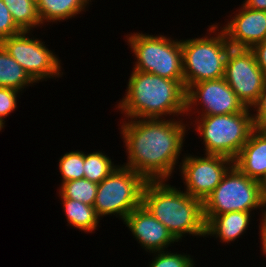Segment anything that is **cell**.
I'll list each match as a JSON object with an SVG mask.
<instances>
[{"mask_svg": "<svg viewBox=\"0 0 266 267\" xmlns=\"http://www.w3.org/2000/svg\"><path fill=\"white\" fill-rule=\"evenodd\" d=\"M68 225L85 233H93L98 229L99 220L93 206L69 198H61Z\"/></svg>", "mask_w": 266, "mask_h": 267, "instance_id": "18", "label": "cell"}, {"mask_svg": "<svg viewBox=\"0 0 266 267\" xmlns=\"http://www.w3.org/2000/svg\"><path fill=\"white\" fill-rule=\"evenodd\" d=\"M152 253L155 257L149 262V267H195V262L189 254L171 253L166 250Z\"/></svg>", "mask_w": 266, "mask_h": 267, "instance_id": "24", "label": "cell"}, {"mask_svg": "<svg viewBox=\"0 0 266 267\" xmlns=\"http://www.w3.org/2000/svg\"><path fill=\"white\" fill-rule=\"evenodd\" d=\"M261 208L262 209H260V210H262L261 211L262 216H260V217H262V218H261V222H260L261 224L259 225V229H260L259 234H260V236H266V196H264V198H263Z\"/></svg>", "mask_w": 266, "mask_h": 267, "instance_id": "30", "label": "cell"}, {"mask_svg": "<svg viewBox=\"0 0 266 267\" xmlns=\"http://www.w3.org/2000/svg\"><path fill=\"white\" fill-rule=\"evenodd\" d=\"M255 55L256 62L266 75V40L256 44L250 49Z\"/></svg>", "mask_w": 266, "mask_h": 267, "instance_id": "28", "label": "cell"}, {"mask_svg": "<svg viewBox=\"0 0 266 267\" xmlns=\"http://www.w3.org/2000/svg\"><path fill=\"white\" fill-rule=\"evenodd\" d=\"M243 5L252 10L266 11V0H244Z\"/></svg>", "mask_w": 266, "mask_h": 267, "instance_id": "29", "label": "cell"}, {"mask_svg": "<svg viewBox=\"0 0 266 267\" xmlns=\"http://www.w3.org/2000/svg\"><path fill=\"white\" fill-rule=\"evenodd\" d=\"M224 79L244 106L250 109L258 102L266 84V75L250 49H230Z\"/></svg>", "mask_w": 266, "mask_h": 267, "instance_id": "10", "label": "cell"}, {"mask_svg": "<svg viewBox=\"0 0 266 267\" xmlns=\"http://www.w3.org/2000/svg\"><path fill=\"white\" fill-rule=\"evenodd\" d=\"M182 158L178 169L184 180L185 192L202 202L234 165L232 159L221 155L206 154L199 157L189 153Z\"/></svg>", "mask_w": 266, "mask_h": 267, "instance_id": "11", "label": "cell"}, {"mask_svg": "<svg viewBox=\"0 0 266 267\" xmlns=\"http://www.w3.org/2000/svg\"><path fill=\"white\" fill-rule=\"evenodd\" d=\"M4 124H5V123H3V122L0 120V131L5 127Z\"/></svg>", "mask_w": 266, "mask_h": 267, "instance_id": "33", "label": "cell"}, {"mask_svg": "<svg viewBox=\"0 0 266 267\" xmlns=\"http://www.w3.org/2000/svg\"><path fill=\"white\" fill-rule=\"evenodd\" d=\"M125 91V96L116 108L127 119H165L170 115L178 118L179 115L184 117L186 113L184 81L133 70Z\"/></svg>", "mask_w": 266, "mask_h": 267, "instance_id": "2", "label": "cell"}, {"mask_svg": "<svg viewBox=\"0 0 266 267\" xmlns=\"http://www.w3.org/2000/svg\"><path fill=\"white\" fill-rule=\"evenodd\" d=\"M251 212L233 211L216 215L205 224V237L219 238L222 243L234 242L246 233Z\"/></svg>", "mask_w": 266, "mask_h": 267, "instance_id": "16", "label": "cell"}, {"mask_svg": "<svg viewBox=\"0 0 266 267\" xmlns=\"http://www.w3.org/2000/svg\"><path fill=\"white\" fill-rule=\"evenodd\" d=\"M234 17L220 27L232 48L251 49L266 40V11L252 10L243 4Z\"/></svg>", "mask_w": 266, "mask_h": 267, "instance_id": "13", "label": "cell"}, {"mask_svg": "<svg viewBox=\"0 0 266 267\" xmlns=\"http://www.w3.org/2000/svg\"><path fill=\"white\" fill-rule=\"evenodd\" d=\"M127 43L135 55L132 70L152 73L175 81H184L181 40L164 35L131 33Z\"/></svg>", "mask_w": 266, "mask_h": 267, "instance_id": "6", "label": "cell"}, {"mask_svg": "<svg viewBox=\"0 0 266 267\" xmlns=\"http://www.w3.org/2000/svg\"><path fill=\"white\" fill-rule=\"evenodd\" d=\"M34 83L22 66L0 44V87L11 88L22 93L24 88Z\"/></svg>", "mask_w": 266, "mask_h": 267, "instance_id": "19", "label": "cell"}, {"mask_svg": "<svg viewBox=\"0 0 266 267\" xmlns=\"http://www.w3.org/2000/svg\"><path fill=\"white\" fill-rule=\"evenodd\" d=\"M59 170L62 183L84 178V152L71 151L59 158Z\"/></svg>", "mask_w": 266, "mask_h": 267, "instance_id": "23", "label": "cell"}, {"mask_svg": "<svg viewBox=\"0 0 266 267\" xmlns=\"http://www.w3.org/2000/svg\"><path fill=\"white\" fill-rule=\"evenodd\" d=\"M255 129L266 131V84L258 102L252 107ZM256 110V111H255Z\"/></svg>", "mask_w": 266, "mask_h": 267, "instance_id": "27", "label": "cell"}, {"mask_svg": "<svg viewBox=\"0 0 266 267\" xmlns=\"http://www.w3.org/2000/svg\"><path fill=\"white\" fill-rule=\"evenodd\" d=\"M59 186L60 198H69L93 206L96 199L98 184L85 178L67 181Z\"/></svg>", "mask_w": 266, "mask_h": 267, "instance_id": "22", "label": "cell"}, {"mask_svg": "<svg viewBox=\"0 0 266 267\" xmlns=\"http://www.w3.org/2000/svg\"><path fill=\"white\" fill-rule=\"evenodd\" d=\"M31 32L33 31H22L10 36L2 45L35 83L47 81V78L62 77L59 57L48 49L44 41L30 38Z\"/></svg>", "mask_w": 266, "mask_h": 267, "instance_id": "9", "label": "cell"}, {"mask_svg": "<svg viewBox=\"0 0 266 267\" xmlns=\"http://www.w3.org/2000/svg\"><path fill=\"white\" fill-rule=\"evenodd\" d=\"M260 240H261V249H262V253L263 255L266 257V236H260Z\"/></svg>", "mask_w": 266, "mask_h": 267, "instance_id": "31", "label": "cell"}, {"mask_svg": "<svg viewBox=\"0 0 266 267\" xmlns=\"http://www.w3.org/2000/svg\"><path fill=\"white\" fill-rule=\"evenodd\" d=\"M8 6L15 24L22 31H31L37 26L41 28L42 22L37 12L36 0H3Z\"/></svg>", "mask_w": 266, "mask_h": 267, "instance_id": "20", "label": "cell"}, {"mask_svg": "<svg viewBox=\"0 0 266 267\" xmlns=\"http://www.w3.org/2000/svg\"><path fill=\"white\" fill-rule=\"evenodd\" d=\"M117 166L114 162L101 151L93 153H84V178L99 184L106 178Z\"/></svg>", "mask_w": 266, "mask_h": 267, "instance_id": "21", "label": "cell"}, {"mask_svg": "<svg viewBox=\"0 0 266 267\" xmlns=\"http://www.w3.org/2000/svg\"><path fill=\"white\" fill-rule=\"evenodd\" d=\"M17 96H20L19 91L11 88L0 87V120L3 123L6 122L4 118L16 110Z\"/></svg>", "mask_w": 266, "mask_h": 267, "instance_id": "26", "label": "cell"}, {"mask_svg": "<svg viewBox=\"0 0 266 267\" xmlns=\"http://www.w3.org/2000/svg\"><path fill=\"white\" fill-rule=\"evenodd\" d=\"M216 24L208 26L209 36L181 40L185 90L195 83L224 78L226 58L232 47L224 31L218 28L220 24Z\"/></svg>", "mask_w": 266, "mask_h": 267, "instance_id": "4", "label": "cell"}, {"mask_svg": "<svg viewBox=\"0 0 266 267\" xmlns=\"http://www.w3.org/2000/svg\"><path fill=\"white\" fill-rule=\"evenodd\" d=\"M91 0H36L37 12L42 25L46 22H56L74 18L82 11Z\"/></svg>", "mask_w": 266, "mask_h": 267, "instance_id": "17", "label": "cell"}, {"mask_svg": "<svg viewBox=\"0 0 266 267\" xmlns=\"http://www.w3.org/2000/svg\"><path fill=\"white\" fill-rule=\"evenodd\" d=\"M264 196L262 183L249 178L233 165L202 202L205 224L216 215L260 209Z\"/></svg>", "mask_w": 266, "mask_h": 267, "instance_id": "7", "label": "cell"}, {"mask_svg": "<svg viewBox=\"0 0 266 267\" xmlns=\"http://www.w3.org/2000/svg\"><path fill=\"white\" fill-rule=\"evenodd\" d=\"M142 249L150 254L164 251L178 240L143 205H140L123 220Z\"/></svg>", "mask_w": 266, "mask_h": 267, "instance_id": "14", "label": "cell"}, {"mask_svg": "<svg viewBox=\"0 0 266 267\" xmlns=\"http://www.w3.org/2000/svg\"><path fill=\"white\" fill-rule=\"evenodd\" d=\"M234 165L246 176L263 183L266 179V131L254 129Z\"/></svg>", "mask_w": 266, "mask_h": 267, "instance_id": "15", "label": "cell"}, {"mask_svg": "<svg viewBox=\"0 0 266 267\" xmlns=\"http://www.w3.org/2000/svg\"><path fill=\"white\" fill-rule=\"evenodd\" d=\"M22 30L15 24L8 6L0 0V44L10 36L19 34Z\"/></svg>", "mask_w": 266, "mask_h": 267, "instance_id": "25", "label": "cell"}, {"mask_svg": "<svg viewBox=\"0 0 266 267\" xmlns=\"http://www.w3.org/2000/svg\"><path fill=\"white\" fill-rule=\"evenodd\" d=\"M147 180L124 165L117 166L99 184L93 205L99 218L114 215L124 220L142 205V193Z\"/></svg>", "mask_w": 266, "mask_h": 267, "instance_id": "8", "label": "cell"}, {"mask_svg": "<svg viewBox=\"0 0 266 267\" xmlns=\"http://www.w3.org/2000/svg\"><path fill=\"white\" fill-rule=\"evenodd\" d=\"M249 109L246 107L234 114L198 116L193 121V127L197 126L194 130L203 139L204 155H221L233 161L236 159L255 129L253 113Z\"/></svg>", "mask_w": 266, "mask_h": 267, "instance_id": "5", "label": "cell"}, {"mask_svg": "<svg viewBox=\"0 0 266 267\" xmlns=\"http://www.w3.org/2000/svg\"><path fill=\"white\" fill-rule=\"evenodd\" d=\"M125 119L120 133L128 157L123 165L147 181H168L180 160L189 124L172 117Z\"/></svg>", "mask_w": 266, "mask_h": 267, "instance_id": "1", "label": "cell"}, {"mask_svg": "<svg viewBox=\"0 0 266 267\" xmlns=\"http://www.w3.org/2000/svg\"><path fill=\"white\" fill-rule=\"evenodd\" d=\"M262 187H263L264 194H265V196H266V179H265V181L262 183Z\"/></svg>", "mask_w": 266, "mask_h": 267, "instance_id": "32", "label": "cell"}, {"mask_svg": "<svg viewBox=\"0 0 266 267\" xmlns=\"http://www.w3.org/2000/svg\"><path fill=\"white\" fill-rule=\"evenodd\" d=\"M245 108L224 78L195 83L186 90L187 116L195 109L194 113L198 111L199 116L203 117L239 113Z\"/></svg>", "mask_w": 266, "mask_h": 267, "instance_id": "12", "label": "cell"}, {"mask_svg": "<svg viewBox=\"0 0 266 267\" xmlns=\"http://www.w3.org/2000/svg\"><path fill=\"white\" fill-rule=\"evenodd\" d=\"M142 205L179 241L189 234L205 236L202 201L193 198L166 180L147 181Z\"/></svg>", "mask_w": 266, "mask_h": 267, "instance_id": "3", "label": "cell"}]
</instances>
